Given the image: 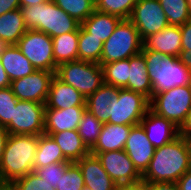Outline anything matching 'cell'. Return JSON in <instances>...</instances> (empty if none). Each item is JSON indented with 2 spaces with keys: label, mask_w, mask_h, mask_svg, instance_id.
<instances>
[{
  "label": "cell",
  "mask_w": 191,
  "mask_h": 190,
  "mask_svg": "<svg viewBox=\"0 0 191 190\" xmlns=\"http://www.w3.org/2000/svg\"><path fill=\"white\" fill-rule=\"evenodd\" d=\"M46 1L47 0H19L20 5L24 6V7L41 4V3L46 2Z\"/></svg>",
  "instance_id": "47"
},
{
  "label": "cell",
  "mask_w": 191,
  "mask_h": 190,
  "mask_svg": "<svg viewBox=\"0 0 191 190\" xmlns=\"http://www.w3.org/2000/svg\"><path fill=\"white\" fill-rule=\"evenodd\" d=\"M7 47H8V44L2 39H0V56L4 53Z\"/></svg>",
  "instance_id": "48"
},
{
  "label": "cell",
  "mask_w": 191,
  "mask_h": 190,
  "mask_svg": "<svg viewBox=\"0 0 191 190\" xmlns=\"http://www.w3.org/2000/svg\"><path fill=\"white\" fill-rule=\"evenodd\" d=\"M13 190H56L48 182L39 178L34 172H30L24 177L16 179L9 185Z\"/></svg>",
  "instance_id": "38"
},
{
  "label": "cell",
  "mask_w": 191,
  "mask_h": 190,
  "mask_svg": "<svg viewBox=\"0 0 191 190\" xmlns=\"http://www.w3.org/2000/svg\"><path fill=\"white\" fill-rule=\"evenodd\" d=\"M191 109L190 85L174 87L154 94L150 99V110L170 120L179 129Z\"/></svg>",
  "instance_id": "7"
},
{
  "label": "cell",
  "mask_w": 191,
  "mask_h": 190,
  "mask_svg": "<svg viewBox=\"0 0 191 190\" xmlns=\"http://www.w3.org/2000/svg\"><path fill=\"white\" fill-rule=\"evenodd\" d=\"M86 106L66 109H45L44 133H59L78 130L79 122Z\"/></svg>",
  "instance_id": "17"
},
{
  "label": "cell",
  "mask_w": 191,
  "mask_h": 190,
  "mask_svg": "<svg viewBox=\"0 0 191 190\" xmlns=\"http://www.w3.org/2000/svg\"><path fill=\"white\" fill-rule=\"evenodd\" d=\"M104 83L117 88H125L129 80V58L109 62L102 66Z\"/></svg>",
  "instance_id": "30"
},
{
  "label": "cell",
  "mask_w": 191,
  "mask_h": 190,
  "mask_svg": "<svg viewBox=\"0 0 191 190\" xmlns=\"http://www.w3.org/2000/svg\"><path fill=\"white\" fill-rule=\"evenodd\" d=\"M76 163L82 171L85 187L92 190H115L117 184L102 167L96 155L89 153Z\"/></svg>",
  "instance_id": "18"
},
{
  "label": "cell",
  "mask_w": 191,
  "mask_h": 190,
  "mask_svg": "<svg viewBox=\"0 0 191 190\" xmlns=\"http://www.w3.org/2000/svg\"><path fill=\"white\" fill-rule=\"evenodd\" d=\"M8 135L9 133L7 132V130L0 125V163L3 157L4 147H5V143L8 138Z\"/></svg>",
  "instance_id": "45"
},
{
  "label": "cell",
  "mask_w": 191,
  "mask_h": 190,
  "mask_svg": "<svg viewBox=\"0 0 191 190\" xmlns=\"http://www.w3.org/2000/svg\"><path fill=\"white\" fill-rule=\"evenodd\" d=\"M141 53L145 58L152 84V96L174 87L191 84V71L179 61L178 57L147 50L144 47Z\"/></svg>",
  "instance_id": "3"
},
{
  "label": "cell",
  "mask_w": 191,
  "mask_h": 190,
  "mask_svg": "<svg viewBox=\"0 0 191 190\" xmlns=\"http://www.w3.org/2000/svg\"><path fill=\"white\" fill-rule=\"evenodd\" d=\"M115 190H146V188L144 181H138L131 184L116 185Z\"/></svg>",
  "instance_id": "43"
},
{
  "label": "cell",
  "mask_w": 191,
  "mask_h": 190,
  "mask_svg": "<svg viewBox=\"0 0 191 190\" xmlns=\"http://www.w3.org/2000/svg\"><path fill=\"white\" fill-rule=\"evenodd\" d=\"M129 80L125 89L143 94L149 100L152 98V84L142 53L129 58Z\"/></svg>",
  "instance_id": "23"
},
{
  "label": "cell",
  "mask_w": 191,
  "mask_h": 190,
  "mask_svg": "<svg viewBox=\"0 0 191 190\" xmlns=\"http://www.w3.org/2000/svg\"><path fill=\"white\" fill-rule=\"evenodd\" d=\"M55 75L64 83L74 87L86 99L104 83L102 66L82 60L60 64Z\"/></svg>",
  "instance_id": "6"
},
{
  "label": "cell",
  "mask_w": 191,
  "mask_h": 190,
  "mask_svg": "<svg viewBox=\"0 0 191 190\" xmlns=\"http://www.w3.org/2000/svg\"><path fill=\"white\" fill-rule=\"evenodd\" d=\"M178 190H191V168L176 182Z\"/></svg>",
  "instance_id": "42"
},
{
  "label": "cell",
  "mask_w": 191,
  "mask_h": 190,
  "mask_svg": "<svg viewBox=\"0 0 191 190\" xmlns=\"http://www.w3.org/2000/svg\"><path fill=\"white\" fill-rule=\"evenodd\" d=\"M142 47L137 28L129 19H122L103 44L101 66L135 56L141 53Z\"/></svg>",
  "instance_id": "5"
},
{
  "label": "cell",
  "mask_w": 191,
  "mask_h": 190,
  "mask_svg": "<svg viewBox=\"0 0 191 190\" xmlns=\"http://www.w3.org/2000/svg\"><path fill=\"white\" fill-rule=\"evenodd\" d=\"M155 147L149 141L147 134L141 124L132 126L126 141L124 151L133 162L134 167L142 175L148 168Z\"/></svg>",
  "instance_id": "14"
},
{
  "label": "cell",
  "mask_w": 191,
  "mask_h": 190,
  "mask_svg": "<svg viewBox=\"0 0 191 190\" xmlns=\"http://www.w3.org/2000/svg\"><path fill=\"white\" fill-rule=\"evenodd\" d=\"M169 25L182 26L191 19L187 0H159Z\"/></svg>",
  "instance_id": "32"
},
{
  "label": "cell",
  "mask_w": 191,
  "mask_h": 190,
  "mask_svg": "<svg viewBox=\"0 0 191 190\" xmlns=\"http://www.w3.org/2000/svg\"><path fill=\"white\" fill-rule=\"evenodd\" d=\"M186 138V142L189 148V153H190V159H191V136H187Z\"/></svg>",
  "instance_id": "49"
},
{
  "label": "cell",
  "mask_w": 191,
  "mask_h": 190,
  "mask_svg": "<svg viewBox=\"0 0 191 190\" xmlns=\"http://www.w3.org/2000/svg\"><path fill=\"white\" fill-rule=\"evenodd\" d=\"M79 28L76 31L52 37L53 56L57 66L78 60Z\"/></svg>",
  "instance_id": "27"
},
{
  "label": "cell",
  "mask_w": 191,
  "mask_h": 190,
  "mask_svg": "<svg viewBox=\"0 0 191 190\" xmlns=\"http://www.w3.org/2000/svg\"><path fill=\"white\" fill-rule=\"evenodd\" d=\"M55 73L35 70L30 75L12 81L10 87L18 100L45 104Z\"/></svg>",
  "instance_id": "12"
},
{
  "label": "cell",
  "mask_w": 191,
  "mask_h": 190,
  "mask_svg": "<svg viewBox=\"0 0 191 190\" xmlns=\"http://www.w3.org/2000/svg\"><path fill=\"white\" fill-rule=\"evenodd\" d=\"M21 7L19 0H0V15Z\"/></svg>",
  "instance_id": "41"
},
{
  "label": "cell",
  "mask_w": 191,
  "mask_h": 190,
  "mask_svg": "<svg viewBox=\"0 0 191 190\" xmlns=\"http://www.w3.org/2000/svg\"><path fill=\"white\" fill-rule=\"evenodd\" d=\"M82 190H92V189L84 186V188Z\"/></svg>",
  "instance_id": "52"
},
{
  "label": "cell",
  "mask_w": 191,
  "mask_h": 190,
  "mask_svg": "<svg viewBox=\"0 0 191 190\" xmlns=\"http://www.w3.org/2000/svg\"><path fill=\"white\" fill-rule=\"evenodd\" d=\"M27 30L20 9L0 15V39L8 45H16Z\"/></svg>",
  "instance_id": "26"
},
{
  "label": "cell",
  "mask_w": 191,
  "mask_h": 190,
  "mask_svg": "<svg viewBox=\"0 0 191 190\" xmlns=\"http://www.w3.org/2000/svg\"><path fill=\"white\" fill-rule=\"evenodd\" d=\"M103 42L91 36L81 25L79 27L78 60L101 65Z\"/></svg>",
  "instance_id": "29"
},
{
  "label": "cell",
  "mask_w": 191,
  "mask_h": 190,
  "mask_svg": "<svg viewBox=\"0 0 191 190\" xmlns=\"http://www.w3.org/2000/svg\"><path fill=\"white\" fill-rule=\"evenodd\" d=\"M74 106H86V98L55 75L50 84L45 109H66Z\"/></svg>",
  "instance_id": "16"
},
{
  "label": "cell",
  "mask_w": 191,
  "mask_h": 190,
  "mask_svg": "<svg viewBox=\"0 0 191 190\" xmlns=\"http://www.w3.org/2000/svg\"><path fill=\"white\" fill-rule=\"evenodd\" d=\"M143 47L147 50L178 57L182 50L180 26L168 25L158 33L150 35L143 41Z\"/></svg>",
  "instance_id": "19"
},
{
  "label": "cell",
  "mask_w": 191,
  "mask_h": 190,
  "mask_svg": "<svg viewBox=\"0 0 191 190\" xmlns=\"http://www.w3.org/2000/svg\"><path fill=\"white\" fill-rule=\"evenodd\" d=\"M17 101L10 86L0 89V125L2 127L12 120L13 108H16Z\"/></svg>",
  "instance_id": "37"
},
{
  "label": "cell",
  "mask_w": 191,
  "mask_h": 190,
  "mask_svg": "<svg viewBox=\"0 0 191 190\" xmlns=\"http://www.w3.org/2000/svg\"><path fill=\"white\" fill-rule=\"evenodd\" d=\"M45 104L18 100L13 108L12 120L4 127L9 134H44Z\"/></svg>",
  "instance_id": "9"
},
{
  "label": "cell",
  "mask_w": 191,
  "mask_h": 190,
  "mask_svg": "<svg viewBox=\"0 0 191 190\" xmlns=\"http://www.w3.org/2000/svg\"><path fill=\"white\" fill-rule=\"evenodd\" d=\"M44 134L50 135L53 138L62 150L65 159L69 162H77L90 153V150L83 143L78 130Z\"/></svg>",
  "instance_id": "24"
},
{
  "label": "cell",
  "mask_w": 191,
  "mask_h": 190,
  "mask_svg": "<svg viewBox=\"0 0 191 190\" xmlns=\"http://www.w3.org/2000/svg\"><path fill=\"white\" fill-rule=\"evenodd\" d=\"M146 190H178L174 182H150L145 183Z\"/></svg>",
  "instance_id": "40"
},
{
  "label": "cell",
  "mask_w": 191,
  "mask_h": 190,
  "mask_svg": "<svg viewBox=\"0 0 191 190\" xmlns=\"http://www.w3.org/2000/svg\"><path fill=\"white\" fill-rule=\"evenodd\" d=\"M191 168L186 138L181 134L173 141L156 148L142 181L176 183Z\"/></svg>",
  "instance_id": "1"
},
{
  "label": "cell",
  "mask_w": 191,
  "mask_h": 190,
  "mask_svg": "<svg viewBox=\"0 0 191 190\" xmlns=\"http://www.w3.org/2000/svg\"><path fill=\"white\" fill-rule=\"evenodd\" d=\"M91 154L97 156L102 167L117 185L142 181V175L124 150Z\"/></svg>",
  "instance_id": "13"
},
{
  "label": "cell",
  "mask_w": 191,
  "mask_h": 190,
  "mask_svg": "<svg viewBox=\"0 0 191 190\" xmlns=\"http://www.w3.org/2000/svg\"><path fill=\"white\" fill-rule=\"evenodd\" d=\"M138 0H95V10L129 19Z\"/></svg>",
  "instance_id": "34"
},
{
  "label": "cell",
  "mask_w": 191,
  "mask_h": 190,
  "mask_svg": "<svg viewBox=\"0 0 191 190\" xmlns=\"http://www.w3.org/2000/svg\"><path fill=\"white\" fill-rule=\"evenodd\" d=\"M147 137L155 148L164 146L180 135L179 128L170 120L155 114L150 109L140 121Z\"/></svg>",
  "instance_id": "15"
},
{
  "label": "cell",
  "mask_w": 191,
  "mask_h": 190,
  "mask_svg": "<svg viewBox=\"0 0 191 190\" xmlns=\"http://www.w3.org/2000/svg\"><path fill=\"white\" fill-rule=\"evenodd\" d=\"M149 109L150 100L143 94L119 88L114 96L113 124H140Z\"/></svg>",
  "instance_id": "10"
},
{
  "label": "cell",
  "mask_w": 191,
  "mask_h": 190,
  "mask_svg": "<svg viewBox=\"0 0 191 190\" xmlns=\"http://www.w3.org/2000/svg\"><path fill=\"white\" fill-rule=\"evenodd\" d=\"M0 190H13L9 185H0Z\"/></svg>",
  "instance_id": "50"
},
{
  "label": "cell",
  "mask_w": 191,
  "mask_h": 190,
  "mask_svg": "<svg viewBox=\"0 0 191 190\" xmlns=\"http://www.w3.org/2000/svg\"><path fill=\"white\" fill-rule=\"evenodd\" d=\"M16 46L36 70L56 72L52 38L44 32L27 30Z\"/></svg>",
  "instance_id": "8"
},
{
  "label": "cell",
  "mask_w": 191,
  "mask_h": 190,
  "mask_svg": "<svg viewBox=\"0 0 191 190\" xmlns=\"http://www.w3.org/2000/svg\"><path fill=\"white\" fill-rule=\"evenodd\" d=\"M82 171L76 162L71 163L60 178L56 190H82L84 188Z\"/></svg>",
  "instance_id": "35"
},
{
  "label": "cell",
  "mask_w": 191,
  "mask_h": 190,
  "mask_svg": "<svg viewBox=\"0 0 191 190\" xmlns=\"http://www.w3.org/2000/svg\"><path fill=\"white\" fill-rule=\"evenodd\" d=\"M11 80L9 79L3 65L0 62V89L9 87Z\"/></svg>",
  "instance_id": "46"
},
{
  "label": "cell",
  "mask_w": 191,
  "mask_h": 190,
  "mask_svg": "<svg viewBox=\"0 0 191 190\" xmlns=\"http://www.w3.org/2000/svg\"><path fill=\"white\" fill-rule=\"evenodd\" d=\"M0 62L11 82L30 75L36 70L16 45H8L0 56Z\"/></svg>",
  "instance_id": "22"
},
{
  "label": "cell",
  "mask_w": 191,
  "mask_h": 190,
  "mask_svg": "<svg viewBox=\"0 0 191 190\" xmlns=\"http://www.w3.org/2000/svg\"><path fill=\"white\" fill-rule=\"evenodd\" d=\"M187 3H188V9H189L190 14H191V0H187Z\"/></svg>",
  "instance_id": "51"
},
{
  "label": "cell",
  "mask_w": 191,
  "mask_h": 190,
  "mask_svg": "<svg viewBox=\"0 0 191 190\" xmlns=\"http://www.w3.org/2000/svg\"><path fill=\"white\" fill-rule=\"evenodd\" d=\"M119 88L103 83L86 99V109L101 123H113L114 96Z\"/></svg>",
  "instance_id": "20"
},
{
  "label": "cell",
  "mask_w": 191,
  "mask_h": 190,
  "mask_svg": "<svg viewBox=\"0 0 191 190\" xmlns=\"http://www.w3.org/2000/svg\"><path fill=\"white\" fill-rule=\"evenodd\" d=\"M102 127L103 123L85 109L79 122L78 133L89 150L95 145Z\"/></svg>",
  "instance_id": "31"
},
{
  "label": "cell",
  "mask_w": 191,
  "mask_h": 190,
  "mask_svg": "<svg viewBox=\"0 0 191 190\" xmlns=\"http://www.w3.org/2000/svg\"><path fill=\"white\" fill-rule=\"evenodd\" d=\"M131 128L130 125L104 123L95 145L90 149V153L124 150Z\"/></svg>",
  "instance_id": "21"
},
{
  "label": "cell",
  "mask_w": 191,
  "mask_h": 190,
  "mask_svg": "<svg viewBox=\"0 0 191 190\" xmlns=\"http://www.w3.org/2000/svg\"><path fill=\"white\" fill-rule=\"evenodd\" d=\"M19 9L28 30L44 32L51 38L76 31L81 25L58 7L53 0L27 7L21 6Z\"/></svg>",
  "instance_id": "4"
},
{
  "label": "cell",
  "mask_w": 191,
  "mask_h": 190,
  "mask_svg": "<svg viewBox=\"0 0 191 190\" xmlns=\"http://www.w3.org/2000/svg\"><path fill=\"white\" fill-rule=\"evenodd\" d=\"M39 136L9 134L0 163V185H10L33 170Z\"/></svg>",
  "instance_id": "2"
},
{
  "label": "cell",
  "mask_w": 191,
  "mask_h": 190,
  "mask_svg": "<svg viewBox=\"0 0 191 190\" xmlns=\"http://www.w3.org/2000/svg\"><path fill=\"white\" fill-rule=\"evenodd\" d=\"M69 162L65 159L62 150L50 135L41 134L33 162V170L53 163Z\"/></svg>",
  "instance_id": "28"
},
{
  "label": "cell",
  "mask_w": 191,
  "mask_h": 190,
  "mask_svg": "<svg viewBox=\"0 0 191 190\" xmlns=\"http://www.w3.org/2000/svg\"><path fill=\"white\" fill-rule=\"evenodd\" d=\"M179 132L184 137L191 136V109L188 112L185 122L183 123L182 127L179 129Z\"/></svg>",
  "instance_id": "44"
},
{
  "label": "cell",
  "mask_w": 191,
  "mask_h": 190,
  "mask_svg": "<svg viewBox=\"0 0 191 190\" xmlns=\"http://www.w3.org/2000/svg\"><path fill=\"white\" fill-rule=\"evenodd\" d=\"M129 20L137 28L142 41L169 25L159 0H138Z\"/></svg>",
  "instance_id": "11"
},
{
  "label": "cell",
  "mask_w": 191,
  "mask_h": 190,
  "mask_svg": "<svg viewBox=\"0 0 191 190\" xmlns=\"http://www.w3.org/2000/svg\"><path fill=\"white\" fill-rule=\"evenodd\" d=\"M71 17L79 23L85 21L95 10V0H53Z\"/></svg>",
  "instance_id": "33"
},
{
  "label": "cell",
  "mask_w": 191,
  "mask_h": 190,
  "mask_svg": "<svg viewBox=\"0 0 191 190\" xmlns=\"http://www.w3.org/2000/svg\"><path fill=\"white\" fill-rule=\"evenodd\" d=\"M72 162L53 163L42 168L34 169L39 178L48 182L54 189L59 185L60 178Z\"/></svg>",
  "instance_id": "36"
},
{
  "label": "cell",
  "mask_w": 191,
  "mask_h": 190,
  "mask_svg": "<svg viewBox=\"0 0 191 190\" xmlns=\"http://www.w3.org/2000/svg\"><path fill=\"white\" fill-rule=\"evenodd\" d=\"M122 19L118 16L94 10L93 13L81 23V26L91 36L98 38L103 43L114 32L116 26Z\"/></svg>",
  "instance_id": "25"
},
{
  "label": "cell",
  "mask_w": 191,
  "mask_h": 190,
  "mask_svg": "<svg viewBox=\"0 0 191 190\" xmlns=\"http://www.w3.org/2000/svg\"><path fill=\"white\" fill-rule=\"evenodd\" d=\"M180 30L182 33V50L178 59L191 71V19L180 26Z\"/></svg>",
  "instance_id": "39"
}]
</instances>
